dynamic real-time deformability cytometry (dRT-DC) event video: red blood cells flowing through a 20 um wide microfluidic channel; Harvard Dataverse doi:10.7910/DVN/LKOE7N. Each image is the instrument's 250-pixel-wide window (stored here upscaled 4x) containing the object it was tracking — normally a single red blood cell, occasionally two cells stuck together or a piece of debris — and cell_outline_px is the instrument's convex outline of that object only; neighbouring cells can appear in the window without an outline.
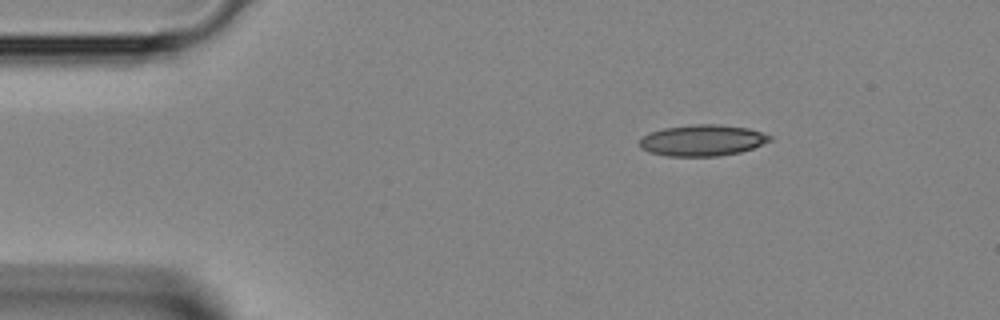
{"species": "Egyptian fruit bat (a non-hibernating species)", "species_latin": "Rousettus aegyptiacus", "temperature_condition": "room temperature", "stored_images_in_passage": 18, "camera_frame_rate_fps": 3000, "um_per_image_px": 0.085, "animal": {"sex": "female"}, "frame": {"image": 1, "passage_image": 1, "time_ms": 0.0, "image_size_px": [1000, 320], "cell_outline_px": [[772, 140], [752, 148], [740, 152], [716, 156], [668, 156], [648, 152], [640, 148], [640, 140], [644, 136], [652, 132], [664, 128], [692, 124], [716, 124], [748, 128], [772, 136]], "centroid_in_image_um": [59.7, 11.93], "position_along_channel_um": 25.3, "area_um2": 23.52}}
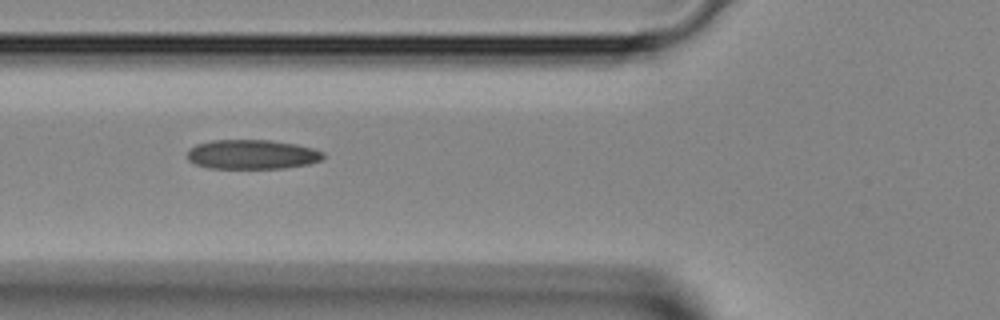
{"frame": {"image": 2, "passage_image": 10, "time_ms": 3.0, "image_size_px": [1000, 320], "cell_outline_px": [[324, 156], [320, 160], [308, 164], [284, 168], [208, 168], [196, 164], [188, 160], [188, 152], [196, 144], [212, 140], [268, 140], [296, 144], [312, 148], [324, 152]], "centroid_in_image_um": [21.43, 13.12], "position_along_channel_um": 104.4, "area_um2": 23.18}}
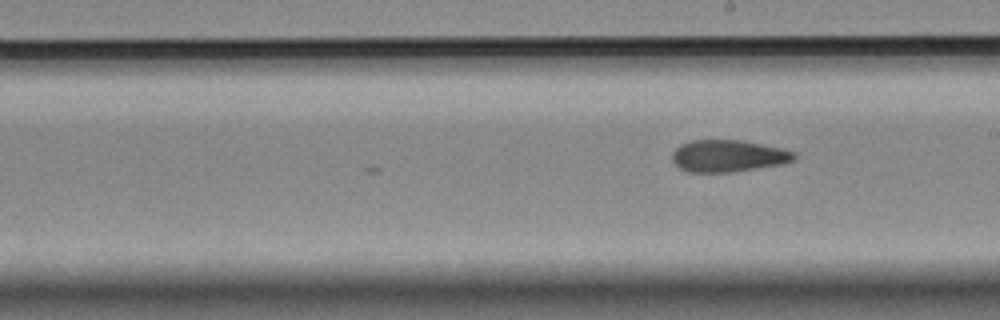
{"frame": {"image": 3, "passage_image": 18, "time_ms": 5.667, "image_size_px": [1000, 320], "cell_outline_px": [[796, 156], [792, 160], [784, 164], [736, 172], [688, 172], [680, 168], [672, 160], [672, 152], [676, 148], [692, 140], [740, 140], [780, 148], [796, 152]], "centroid_in_image_um": [61.91, 13.27], "position_along_channel_um": 227.1, "area_um2": 22.66}}